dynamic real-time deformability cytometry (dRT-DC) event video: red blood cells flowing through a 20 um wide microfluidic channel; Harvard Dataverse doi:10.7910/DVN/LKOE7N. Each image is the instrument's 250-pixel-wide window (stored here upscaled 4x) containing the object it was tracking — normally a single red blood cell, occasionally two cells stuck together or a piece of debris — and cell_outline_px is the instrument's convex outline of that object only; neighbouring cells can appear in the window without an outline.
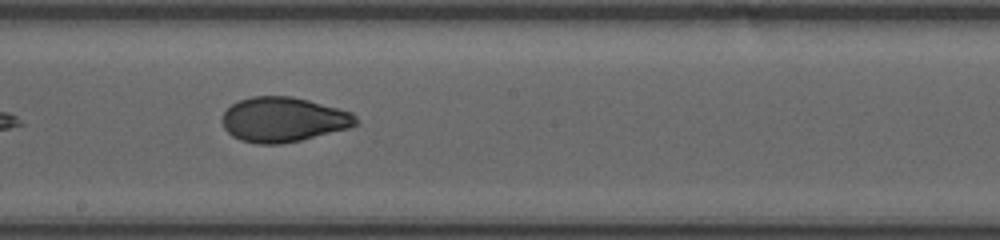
{"species": "human", "species_latin": "Homo sapiens", "temperature_condition": "room temperature", "stored_images_in_passage": 30, "camera_frame_rate_fps": 3000, "um_per_image_px": 0.085, "donor": {"sex": "female"}, "frame": {"image": 1, "passage_image": 13, "time_ms": 4.0, "image_size_px": [1000, 240], "cell_outline_px": [[356, 124], [348, 128], [300, 140], [280, 144], [256, 144], [240, 140], [232, 136], [224, 128], [220, 120], [224, 112], [232, 104], [240, 100], [252, 96], [292, 96], [308, 100], [352, 112], [356, 116]], "centroid_in_image_um": [24.04, 10.16], "position_along_channel_um": 224.2, "area_um2": 34.8}}
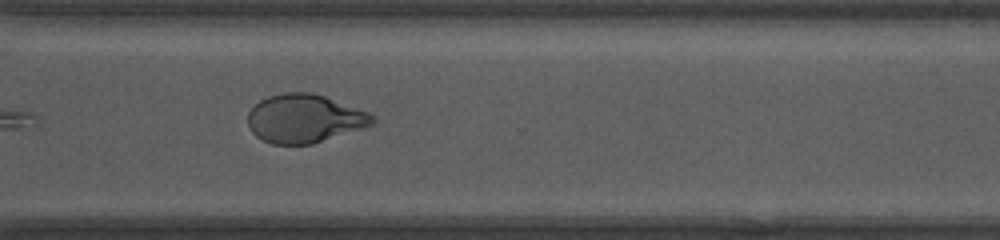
{"frame": {"image": 2, "passage_image": 22, "time_ms": 7.0, "image_size_px": [1000, 240], "cell_outline_px": [[376, 124], [312, 144], [272, 144], [256, 136], [252, 132], [248, 124], [248, 112], [260, 100], [268, 96], [284, 92], [312, 92], [324, 96], [368, 112], [376, 120]], "centroid_in_image_um": [25.88, 10.07], "position_along_channel_um": 344.7, "area_um2": 35.08}}